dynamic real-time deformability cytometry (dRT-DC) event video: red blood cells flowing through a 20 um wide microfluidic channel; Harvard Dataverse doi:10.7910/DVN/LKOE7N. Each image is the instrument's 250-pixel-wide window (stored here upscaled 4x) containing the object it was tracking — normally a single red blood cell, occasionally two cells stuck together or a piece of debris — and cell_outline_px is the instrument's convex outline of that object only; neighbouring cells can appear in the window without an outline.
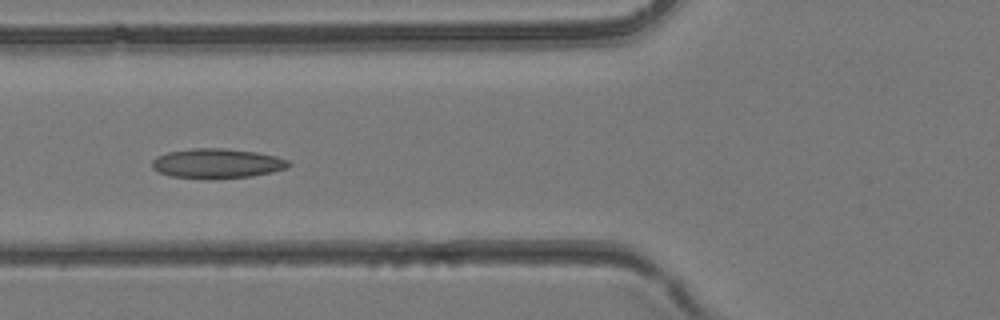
{"species": "common noctule bat (a hibernating species)", "species_latin": "Nyctalus noctula", "temperature_condition": "room temperature", "stored_images_in_passage": 33, "camera_frame_rate_fps": 3000, "um_per_image_px": 0.085, "animal": {"sex": "female", "body_mass_g": 24.6, "forearm_length_mm": 56.2}, "frame": {"image": 1, "passage_image": 16, "time_ms": 5.0, "image_size_px": [1000, 320], "cell_outline_px": [[292, 164], [288, 168], [272, 172], [252, 176], [172, 176], [160, 172], [152, 168], [152, 160], [156, 156], [168, 152], [192, 148], [224, 148], [256, 152], [276, 156], [288, 160]], "centroid_in_image_um": [18.49, 13.84], "position_along_channel_um": 107.3, "area_um2": 22.77}}
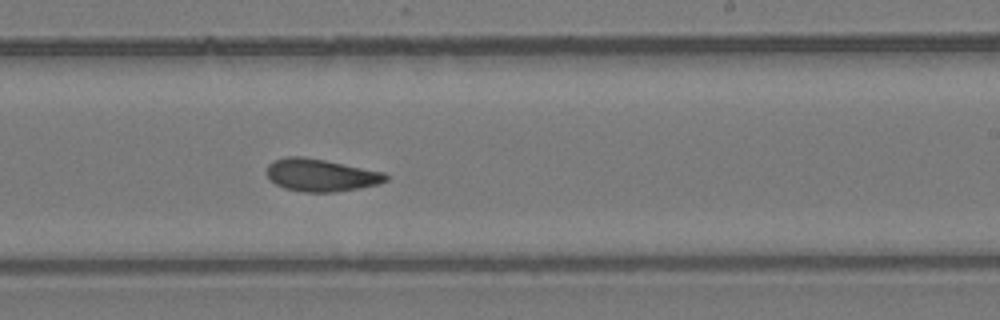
{"frame": {"image": 2, "passage_image": 25, "time_ms": 8.0, "image_size_px": [1000, 320], "cell_outline_px": [[388, 180], [376, 184], [360, 188], [332, 192], [304, 192], [284, 188], [276, 184], [268, 176], [268, 164], [276, 160], [288, 156], [300, 156], [324, 160], [384, 172], [388, 176]], "centroid_in_image_um": [27.29, 14.89], "position_along_channel_um": 261.7, "area_um2": 22.2}}
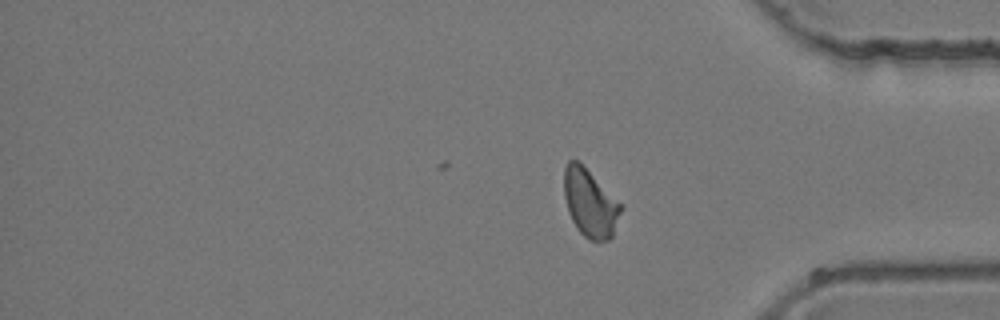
{"frame": {"image": 3, "passage_image": 33, "time_ms": 10.667, "image_size_px": [1000, 320], "cell_outline_px": [[624, 208], [612, 236], [608, 240], [588, 240], [576, 228], [568, 212], [564, 196], [564, 168], [568, 160], [580, 160], [624, 204]], "centroid_in_image_um": [50.19, 17.21], "position_along_channel_um": 385.0, "area_um2": 23.24}}